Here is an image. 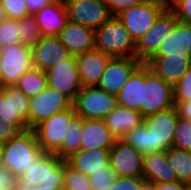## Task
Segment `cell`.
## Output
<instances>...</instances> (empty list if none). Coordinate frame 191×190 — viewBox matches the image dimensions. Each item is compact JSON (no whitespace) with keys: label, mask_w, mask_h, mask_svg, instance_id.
<instances>
[{"label":"cell","mask_w":191,"mask_h":190,"mask_svg":"<svg viewBox=\"0 0 191 190\" xmlns=\"http://www.w3.org/2000/svg\"><path fill=\"white\" fill-rule=\"evenodd\" d=\"M83 130V118L75 116L65 131V136L60 149L55 153L57 156L66 160L73 153L80 150L81 134Z\"/></svg>","instance_id":"obj_28"},{"label":"cell","mask_w":191,"mask_h":190,"mask_svg":"<svg viewBox=\"0 0 191 190\" xmlns=\"http://www.w3.org/2000/svg\"><path fill=\"white\" fill-rule=\"evenodd\" d=\"M72 106L75 114L83 119L104 120L118 106L117 96L97 86H86L77 93Z\"/></svg>","instance_id":"obj_6"},{"label":"cell","mask_w":191,"mask_h":190,"mask_svg":"<svg viewBox=\"0 0 191 190\" xmlns=\"http://www.w3.org/2000/svg\"><path fill=\"white\" fill-rule=\"evenodd\" d=\"M15 86L29 98L34 97L48 86L45 72L33 67L23 73Z\"/></svg>","instance_id":"obj_30"},{"label":"cell","mask_w":191,"mask_h":190,"mask_svg":"<svg viewBox=\"0 0 191 190\" xmlns=\"http://www.w3.org/2000/svg\"><path fill=\"white\" fill-rule=\"evenodd\" d=\"M177 20L175 13L167 7L151 28L136 42L135 57L140 62L146 63L172 31Z\"/></svg>","instance_id":"obj_11"},{"label":"cell","mask_w":191,"mask_h":190,"mask_svg":"<svg viewBox=\"0 0 191 190\" xmlns=\"http://www.w3.org/2000/svg\"><path fill=\"white\" fill-rule=\"evenodd\" d=\"M115 171L110 164L89 176L92 190H110L116 181Z\"/></svg>","instance_id":"obj_36"},{"label":"cell","mask_w":191,"mask_h":190,"mask_svg":"<svg viewBox=\"0 0 191 190\" xmlns=\"http://www.w3.org/2000/svg\"><path fill=\"white\" fill-rule=\"evenodd\" d=\"M58 38L74 56L95 48L94 30L70 21L59 33Z\"/></svg>","instance_id":"obj_22"},{"label":"cell","mask_w":191,"mask_h":190,"mask_svg":"<svg viewBox=\"0 0 191 190\" xmlns=\"http://www.w3.org/2000/svg\"><path fill=\"white\" fill-rule=\"evenodd\" d=\"M175 107L173 86L144 63V84L140 113L143 117Z\"/></svg>","instance_id":"obj_4"},{"label":"cell","mask_w":191,"mask_h":190,"mask_svg":"<svg viewBox=\"0 0 191 190\" xmlns=\"http://www.w3.org/2000/svg\"><path fill=\"white\" fill-rule=\"evenodd\" d=\"M111 16H117L123 10L133 7L144 0H103Z\"/></svg>","instance_id":"obj_41"},{"label":"cell","mask_w":191,"mask_h":190,"mask_svg":"<svg viewBox=\"0 0 191 190\" xmlns=\"http://www.w3.org/2000/svg\"><path fill=\"white\" fill-rule=\"evenodd\" d=\"M145 182L143 177H117L110 190H142Z\"/></svg>","instance_id":"obj_40"},{"label":"cell","mask_w":191,"mask_h":190,"mask_svg":"<svg viewBox=\"0 0 191 190\" xmlns=\"http://www.w3.org/2000/svg\"><path fill=\"white\" fill-rule=\"evenodd\" d=\"M44 72L48 86L57 89L73 103L82 88L76 56L63 59Z\"/></svg>","instance_id":"obj_13"},{"label":"cell","mask_w":191,"mask_h":190,"mask_svg":"<svg viewBox=\"0 0 191 190\" xmlns=\"http://www.w3.org/2000/svg\"><path fill=\"white\" fill-rule=\"evenodd\" d=\"M65 160L55 153H44L21 177L15 190H63Z\"/></svg>","instance_id":"obj_1"},{"label":"cell","mask_w":191,"mask_h":190,"mask_svg":"<svg viewBox=\"0 0 191 190\" xmlns=\"http://www.w3.org/2000/svg\"><path fill=\"white\" fill-rule=\"evenodd\" d=\"M72 107V102L57 89L47 86L38 95L30 98L29 129L54 114L66 111Z\"/></svg>","instance_id":"obj_12"},{"label":"cell","mask_w":191,"mask_h":190,"mask_svg":"<svg viewBox=\"0 0 191 190\" xmlns=\"http://www.w3.org/2000/svg\"><path fill=\"white\" fill-rule=\"evenodd\" d=\"M95 48L111 57H135L136 43L117 16L94 31Z\"/></svg>","instance_id":"obj_3"},{"label":"cell","mask_w":191,"mask_h":190,"mask_svg":"<svg viewBox=\"0 0 191 190\" xmlns=\"http://www.w3.org/2000/svg\"><path fill=\"white\" fill-rule=\"evenodd\" d=\"M156 190H189L191 185L182 181L154 183Z\"/></svg>","instance_id":"obj_44"},{"label":"cell","mask_w":191,"mask_h":190,"mask_svg":"<svg viewBox=\"0 0 191 190\" xmlns=\"http://www.w3.org/2000/svg\"><path fill=\"white\" fill-rule=\"evenodd\" d=\"M31 49L33 66L41 71H46L63 59L72 56L58 37L42 36L36 44L31 46Z\"/></svg>","instance_id":"obj_17"},{"label":"cell","mask_w":191,"mask_h":190,"mask_svg":"<svg viewBox=\"0 0 191 190\" xmlns=\"http://www.w3.org/2000/svg\"><path fill=\"white\" fill-rule=\"evenodd\" d=\"M110 149L94 148L92 150L80 149L69 156L66 161L75 170L90 176L110 164Z\"/></svg>","instance_id":"obj_25"},{"label":"cell","mask_w":191,"mask_h":190,"mask_svg":"<svg viewBox=\"0 0 191 190\" xmlns=\"http://www.w3.org/2000/svg\"><path fill=\"white\" fill-rule=\"evenodd\" d=\"M139 111L117 106L104 119L106 126L117 138L122 139L129 131L143 122Z\"/></svg>","instance_id":"obj_26"},{"label":"cell","mask_w":191,"mask_h":190,"mask_svg":"<svg viewBox=\"0 0 191 190\" xmlns=\"http://www.w3.org/2000/svg\"><path fill=\"white\" fill-rule=\"evenodd\" d=\"M145 64L174 87L191 66V57L152 56Z\"/></svg>","instance_id":"obj_21"},{"label":"cell","mask_w":191,"mask_h":190,"mask_svg":"<svg viewBox=\"0 0 191 190\" xmlns=\"http://www.w3.org/2000/svg\"><path fill=\"white\" fill-rule=\"evenodd\" d=\"M42 36L58 37L69 22L64 0H54L34 14Z\"/></svg>","instance_id":"obj_20"},{"label":"cell","mask_w":191,"mask_h":190,"mask_svg":"<svg viewBox=\"0 0 191 190\" xmlns=\"http://www.w3.org/2000/svg\"><path fill=\"white\" fill-rule=\"evenodd\" d=\"M123 139L142 155L150 153L151 139L150 132L142 122L140 125L129 131Z\"/></svg>","instance_id":"obj_31"},{"label":"cell","mask_w":191,"mask_h":190,"mask_svg":"<svg viewBox=\"0 0 191 190\" xmlns=\"http://www.w3.org/2000/svg\"><path fill=\"white\" fill-rule=\"evenodd\" d=\"M168 7L178 20L191 23V0H168Z\"/></svg>","instance_id":"obj_39"},{"label":"cell","mask_w":191,"mask_h":190,"mask_svg":"<svg viewBox=\"0 0 191 190\" xmlns=\"http://www.w3.org/2000/svg\"><path fill=\"white\" fill-rule=\"evenodd\" d=\"M69 21L96 30L110 17L103 0H64Z\"/></svg>","instance_id":"obj_14"},{"label":"cell","mask_w":191,"mask_h":190,"mask_svg":"<svg viewBox=\"0 0 191 190\" xmlns=\"http://www.w3.org/2000/svg\"><path fill=\"white\" fill-rule=\"evenodd\" d=\"M20 43V24L18 20L4 18L0 22V49Z\"/></svg>","instance_id":"obj_34"},{"label":"cell","mask_w":191,"mask_h":190,"mask_svg":"<svg viewBox=\"0 0 191 190\" xmlns=\"http://www.w3.org/2000/svg\"><path fill=\"white\" fill-rule=\"evenodd\" d=\"M30 98L14 86L0 87V116L21 132L29 129Z\"/></svg>","instance_id":"obj_8"},{"label":"cell","mask_w":191,"mask_h":190,"mask_svg":"<svg viewBox=\"0 0 191 190\" xmlns=\"http://www.w3.org/2000/svg\"><path fill=\"white\" fill-rule=\"evenodd\" d=\"M5 18V14H4V10L1 7V3H0V22Z\"/></svg>","instance_id":"obj_49"},{"label":"cell","mask_w":191,"mask_h":190,"mask_svg":"<svg viewBox=\"0 0 191 190\" xmlns=\"http://www.w3.org/2000/svg\"><path fill=\"white\" fill-rule=\"evenodd\" d=\"M136 57H112L97 85L100 89L117 95L131 75L142 65Z\"/></svg>","instance_id":"obj_15"},{"label":"cell","mask_w":191,"mask_h":190,"mask_svg":"<svg viewBox=\"0 0 191 190\" xmlns=\"http://www.w3.org/2000/svg\"><path fill=\"white\" fill-rule=\"evenodd\" d=\"M63 190H92L89 176L71 167L65 160Z\"/></svg>","instance_id":"obj_33"},{"label":"cell","mask_w":191,"mask_h":190,"mask_svg":"<svg viewBox=\"0 0 191 190\" xmlns=\"http://www.w3.org/2000/svg\"><path fill=\"white\" fill-rule=\"evenodd\" d=\"M153 56L191 57V23L177 20Z\"/></svg>","instance_id":"obj_18"},{"label":"cell","mask_w":191,"mask_h":190,"mask_svg":"<svg viewBox=\"0 0 191 190\" xmlns=\"http://www.w3.org/2000/svg\"><path fill=\"white\" fill-rule=\"evenodd\" d=\"M175 106L182 101L191 100V66L173 87Z\"/></svg>","instance_id":"obj_38"},{"label":"cell","mask_w":191,"mask_h":190,"mask_svg":"<svg viewBox=\"0 0 191 190\" xmlns=\"http://www.w3.org/2000/svg\"><path fill=\"white\" fill-rule=\"evenodd\" d=\"M142 84H144V63L131 75L127 83L116 95L118 106L140 112Z\"/></svg>","instance_id":"obj_27"},{"label":"cell","mask_w":191,"mask_h":190,"mask_svg":"<svg viewBox=\"0 0 191 190\" xmlns=\"http://www.w3.org/2000/svg\"><path fill=\"white\" fill-rule=\"evenodd\" d=\"M76 116L73 106L38 124L33 130L44 153H56L62 145L65 131Z\"/></svg>","instance_id":"obj_10"},{"label":"cell","mask_w":191,"mask_h":190,"mask_svg":"<svg viewBox=\"0 0 191 190\" xmlns=\"http://www.w3.org/2000/svg\"><path fill=\"white\" fill-rule=\"evenodd\" d=\"M142 190H156L155 184L151 182H145L143 184Z\"/></svg>","instance_id":"obj_47"},{"label":"cell","mask_w":191,"mask_h":190,"mask_svg":"<svg viewBox=\"0 0 191 190\" xmlns=\"http://www.w3.org/2000/svg\"><path fill=\"white\" fill-rule=\"evenodd\" d=\"M2 66H1V58H0V87H2Z\"/></svg>","instance_id":"obj_50"},{"label":"cell","mask_w":191,"mask_h":190,"mask_svg":"<svg viewBox=\"0 0 191 190\" xmlns=\"http://www.w3.org/2000/svg\"><path fill=\"white\" fill-rule=\"evenodd\" d=\"M109 162L117 177H143V155L123 138L110 148Z\"/></svg>","instance_id":"obj_16"},{"label":"cell","mask_w":191,"mask_h":190,"mask_svg":"<svg viewBox=\"0 0 191 190\" xmlns=\"http://www.w3.org/2000/svg\"><path fill=\"white\" fill-rule=\"evenodd\" d=\"M112 57L94 48L76 56L82 87L97 86Z\"/></svg>","instance_id":"obj_19"},{"label":"cell","mask_w":191,"mask_h":190,"mask_svg":"<svg viewBox=\"0 0 191 190\" xmlns=\"http://www.w3.org/2000/svg\"><path fill=\"white\" fill-rule=\"evenodd\" d=\"M21 131L13 124L0 116V143L5 144L16 137Z\"/></svg>","instance_id":"obj_42"},{"label":"cell","mask_w":191,"mask_h":190,"mask_svg":"<svg viewBox=\"0 0 191 190\" xmlns=\"http://www.w3.org/2000/svg\"><path fill=\"white\" fill-rule=\"evenodd\" d=\"M16 177L0 165V190H15Z\"/></svg>","instance_id":"obj_43"},{"label":"cell","mask_w":191,"mask_h":190,"mask_svg":"<svg viewBox=\"0 0 191 190\" xmlns=\"http://www.w3.org/2000/svg\"><path fill=\"white\" fill-rule=\"evenodd\" d=\"M167 158L177 180L191 185V151L170 147Z\"/></svg>","instance_id":"obj_29"},{"label":"cell","mask_w":191,"mask_h":190,"mask_svg":"<svg viewBox=\"0 0 191 190\" xmlns=\"http://www.w3.org/2000/svg\"><path fill=\"white\" fill-rule=\"evenodd\" d=\"M2 86H14L26 71L33 68L31 46L13 44L0 49Z\"/></svg>","instance_id":"obj_7"},{"label":"cell","mask_w":191,"mask_h":190,"mask_svg":"<svg viewBox=\"0 0 191 190\" xmlns=\"http://www.w3.org/2000/svg\"><path fill=\"white\" fill-rule=\"evenodd\" d=\"M178 117L176 107H172L143 118V123L150 132V153L167 151L172 147Z\"/></svg>","instance_id":"obj_9"},{"label":"cell","mask_w":191,"mask_h":190,"mask_svg":"<svg viewBox=\"0 0 191 190\" xmlns=\"http://www.w3.org/2000/svg\"><path fill=\"white\" fill-rule=\"evenodd\" d=\"M20 24V43L32 46L42 37L39 25L34 15L18 19Z\"/></svg>","instance_id":"obj_32"},{"label":"cell","mask_w":191,"mask_h":190,"mask_svg":"<svg viewBox=\"0 0 191 190\" xmlns=\"http://www.w3.org/2000/svg\"><path fill=\"white\" fill-rule=\"evenodd\" d=\"M172 147L191 151V121L178 117Z\"/></svg>","instance_id":"obj_35"},{"label":"cell","mask_w":191,"mask_h":190,"mask_svg":"<svg viewBox=\"0 0 191 190\" xmlns=\"http://www.w3.org/2000/svg\"><path fill=\"white\" fill-rule=\"evenodd\" d=\"M54 0H26V6L29 14L34 15L41 10L44 6L49 5Z\"/></svg>","instance_id":"obj_45"},{"label":"cell","mask_w":191,"mask_h":190,"mask_svg":"<svg viewBox=\"0 0 191 190\" xmlns=\"http://www.w3.org/2000/svg\"><path fill=\"white\" fill-rule=\"evenodd\" d=\"M175 107L180 118L191 121V100L179 102Z\"/></svg>","instance_id":"obj_46"},{"label":"cell","mask_w":191,"mask_h":190,"mask_svg":"<svg viewBox=\"0 0 191 190\" xmlns=\"http://www.w3.org/2000/svg\"><path fill=\"white\" fill-rule=\"evenodd\" d=\"M2 158H3V144L0 143V165H2Z\"/></svg>","instance_id":"obj_48"},{"label":"cell","mask_w":191,"mask_h":190,"mask_svg":"<svg viewBox=\"0 0 191 190\" xmlns=\"http://www.w3.org/2000/svg\"><path fill=\"white\" fill-rule=\"evenodd\" d=\"M43 154L36 133L28 129L3 144L2 165L18 178L27 172V169Z\"/></svg>","instance_id":"obj_2"},{"label":"cell","mask_w":191,"mask_h":190,"mask_svg":"<svg viewBox=\"0 0 191 190\" xmlns=\"http://www.w3.org/2000/svg\"><path fill=\"white\" fill-rule=\"evenodd\" d=\"M168 7V0H144L123 10L117 17L136 43L155 23L157 17Z\"/></svg>","instance_id":"obj_5"},{"label":"cell","mask_w":191,"mask_h":190,"mask_svg":"<svg viewBox=\"0 0 191 190\" xmlns=\"http://www.w3.org/2000/svg\"><path fill=\"white\" fill-rule=\"evenodd\" d=\"M143 178L146 182L161 183L178 181L167 158V151L143 155Z\"/></svg>","instance_id":"obj_24"},{"label":"cell","mask_w":191,"mask_h":190,"mask_svg":"<svg viewBox=\"0 0 191 190\" xmlns=\"http://www.w3.org/2000/svg\"><path fill=\"white\" fill-rule=\"evenodd\" d=\"M26 0H0L6 18L22 19L29 16Z\"/></svg>","instance_id":"obj_37"},{"label":"cell","mask_w":191,"mask_h":190,"mask_svg":"<svg viewBox=\"0 0 191 190\" xmlns=\"http://www.w3.org/2000/svg\"><path fill=\"white\" fill-rule=\"evenodd\" d=\"M116 137L106 126L104 120L83 119L80 149L92 150L94 148L110 149Z\"/></svg>","instance_id":"obj_23"}]
</instances>
